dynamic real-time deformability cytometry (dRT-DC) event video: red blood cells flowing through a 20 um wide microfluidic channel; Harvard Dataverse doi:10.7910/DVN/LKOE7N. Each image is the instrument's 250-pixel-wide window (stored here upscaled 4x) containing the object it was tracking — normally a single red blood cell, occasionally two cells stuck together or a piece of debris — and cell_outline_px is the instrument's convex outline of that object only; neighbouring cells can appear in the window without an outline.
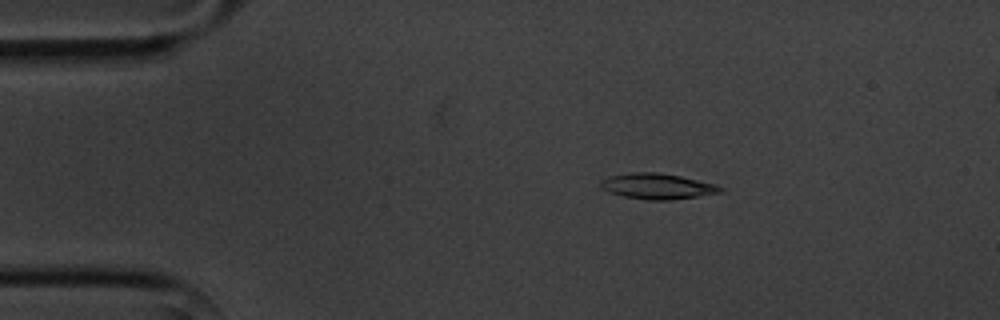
{"species": "common noctule bat (a hibernating species)", "species_latin": "Nyctalus noctula", "temperature_condition": "cold", "stored_images_in_passage": 8, "camera_frame_rate_fps": 3000, "um_per_image_px": 0.085, "animal": {"sex": "male", "body_mass_g": 20.1, "forearm_length_mm": 53.5}, "frame": {"image": 1, "passage_image": 2, "time_ms": 1.0, "image_size_px": [1000, 320], "cell_outline_px": [[724, 192], [672, 200], [648, 200], [624, 196], [608, 192], [600, 188], [600, 180], [608, 176], [632, 172], [656, 172], [680, 176], [716, 184], [724, 188]], "centroid_in_image_um": [55.86, 15.83], "position_along_channel_um": 29.1, "area_um2": 18.03}}
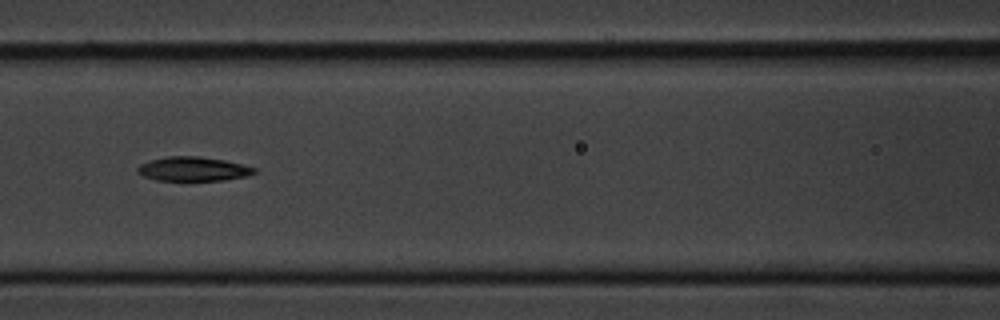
{"frame": {"image": 2, "passage_image": 6, "time_ms": 5.667, "image_size_px": [1000, 320], "cell_outline_px": [[256, 172], [248, 176], [224, 180], [156, 180], [144, 176], [136, 172], [136, 168], [140, 164], [152, 160], [168, 156], [200, 156], [224, 160], [256, 168]], "centroid_in_image_um": [16.41, 14.36], "position_along_channel_um": 150.2, "area_um2": 16.36}}
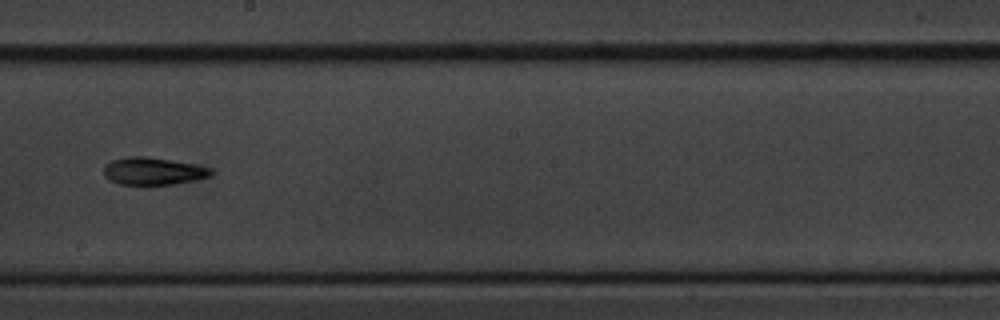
{"frame": {"image": 3, "passage_image": 8, "time_ms": 8.0, "image_size_px": [1000, 320], "cell_outline_px": [[216, 172], [212, 176], [172, 184], [120, 184], [104, 176], [104, 164], [112, 160], [128, 156], [144, 156], [196, 164], [212, 168]], "centroid_in_image_um": [13.05, 14.53], "position_along_channel_um": 235.1, "area_um2": 17.11}}